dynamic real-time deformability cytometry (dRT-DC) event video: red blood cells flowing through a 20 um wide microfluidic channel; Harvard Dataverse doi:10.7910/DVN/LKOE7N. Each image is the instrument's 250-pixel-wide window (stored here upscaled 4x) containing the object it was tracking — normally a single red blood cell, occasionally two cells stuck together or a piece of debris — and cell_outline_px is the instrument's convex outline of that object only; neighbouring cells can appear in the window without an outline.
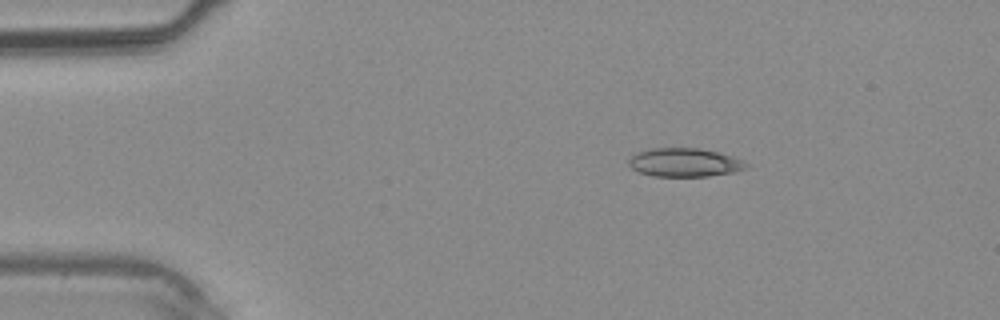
{"species": "common noctule bat (a hibernating species)", "species_latin": "Nyctalus noctula", "temperature_condition": "warm", "stored_images_in_passage": 32, "camera_frame_rate_fps": 3000, "um_per_image_px": 0.085, "animal": {"sex": "male", "body_mass_g": 20.4}, "frame": {"image": 1, "passage_image": 1, "time_ms": 0.0, "image_size_px": [1000, 320], "cell_outline_px": [[748, 168], [732, 172], [708, 176], [652, 176], [640, 172], [632, 168], [628, 164], [628, 160], [636, 152], [652, 148], [700, 148], [720, 152], [744, 160], [748, 164]], "centroid_in_image_um": [58.2, 13.8], "position_along_channel_um": 26.8, "area_um2": 19.65}}
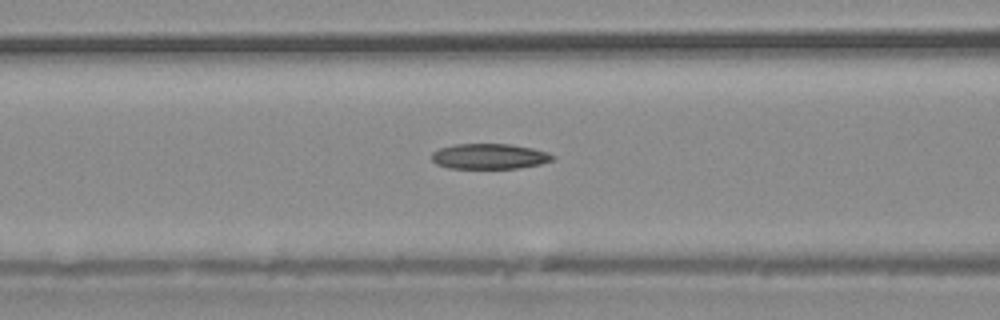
{"frame": {"image": 2, "passage_image": 10, "time_ms": 3.0, "image_size_px": [1000, 320], "cell_outline_px": [[556, 156], [552, 160], [540, 164], [516, 168], [448, 168], [436, 164], [432, 160], [432, 152], [440, 148], [452, 144], [512, 144], [532, 148], [548, 152]], "centroid_in_image_um": [41.59, 13.28], "position_along_channel_um": 125.0, "area_um2": 17.92}}
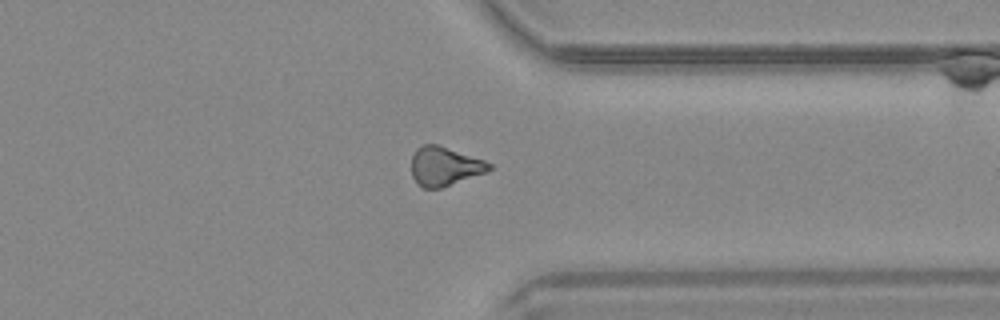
{"frame": {"image": 3, "passage_image": 24, "time_ms": 7.667, "image_size_px": [1000, 320], "cell_outline_px": [[492, 168], [488, 172], [440, 188], [424, 188], [416, 184], [412, 176], [412, 156], [416, 148], [424, 144], [436, 144], [484, 160], [492, 164]], "centroid_in_image_um": [37.78, 14.14], "position_along_channel_um": 373.6, "area_um2": 17.63}}